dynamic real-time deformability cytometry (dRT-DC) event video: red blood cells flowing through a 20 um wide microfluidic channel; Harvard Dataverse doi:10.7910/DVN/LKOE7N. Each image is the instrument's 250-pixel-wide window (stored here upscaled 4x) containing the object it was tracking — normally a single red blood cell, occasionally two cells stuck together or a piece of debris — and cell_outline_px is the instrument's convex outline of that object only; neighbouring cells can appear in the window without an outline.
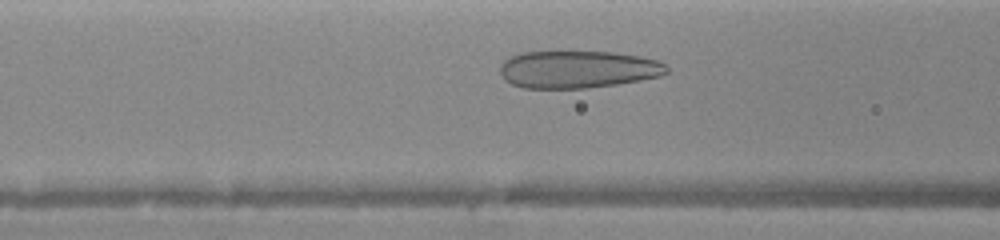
{"species": "human", "species_latin": "Homo sapiens", "temperature_condition": "warm", "stored_images_in_passage": 18, "camera_frame_rate_fps": 3000, "um_per_image_px": 0.085, "donor": {"sex": "female"}, "frame": {"image": 1, "passage_image": 10, "time_ms": 2.333, "image_size_px": [1000, 240], "cell_outline_px": [[668, 72], [660, 76], [640, 80], [616, 84], [584, 88], [524, 88], [512, 84], [504, 80], [500, 72], [500, 64], [504, 60], [520, 52], [612, 52], [640, 56], [656, 60], [668, 64]], "centroid_in_image_um": [49.11, 5.89], "position_along_channel_um": 117.5, "area_um2": 36.36}}
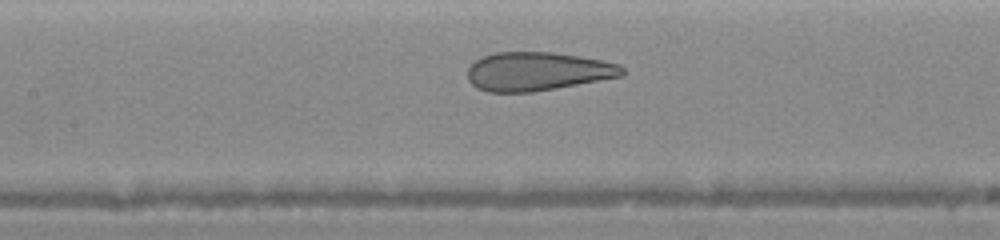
{"frame": {"image": 2, "passage_image": 13, "time_ms": 3.333, "image_size_px": [1000, 240], "cell_outline_px": [[624, 76], [556, 88], [532, 92], [488, 92], [476, 88], [468, 80], [468, 68], [476, 60], [484, 56], [496, 52], [552, 52], [580, 56], [604, 60], [620, 64], [624, 68]], "centroid_in_image_um": [45.71, 6.07], "position_along_channel_um": 161.7, "area_um2": 34.97}}
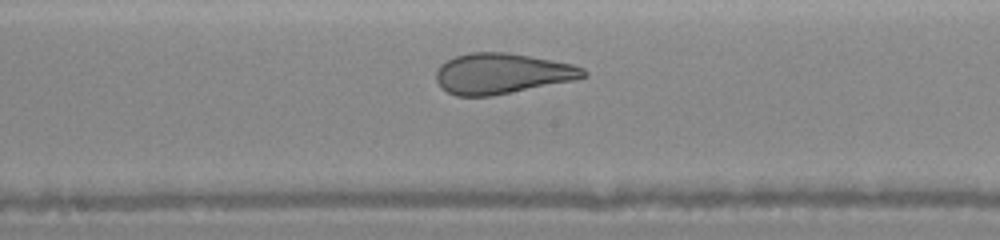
{"frame": {"image": 3, "passage_image": 16, "time_ms": 4.333, "image_size_px": [1000, 240], "cell_outline_px": [[588, 76], [572, 80], [492, 96], [456, 96], [440, 88], [436, 80], [436, 72], [440, 64], [456, 56], [468, 52], [508, 52], [572, 64], [584, 68], [588, 72]], "centroid_in_image_um": [42.63, 6.25], "position_along_channel_um": 205.6, "area_um2": 34.74}}